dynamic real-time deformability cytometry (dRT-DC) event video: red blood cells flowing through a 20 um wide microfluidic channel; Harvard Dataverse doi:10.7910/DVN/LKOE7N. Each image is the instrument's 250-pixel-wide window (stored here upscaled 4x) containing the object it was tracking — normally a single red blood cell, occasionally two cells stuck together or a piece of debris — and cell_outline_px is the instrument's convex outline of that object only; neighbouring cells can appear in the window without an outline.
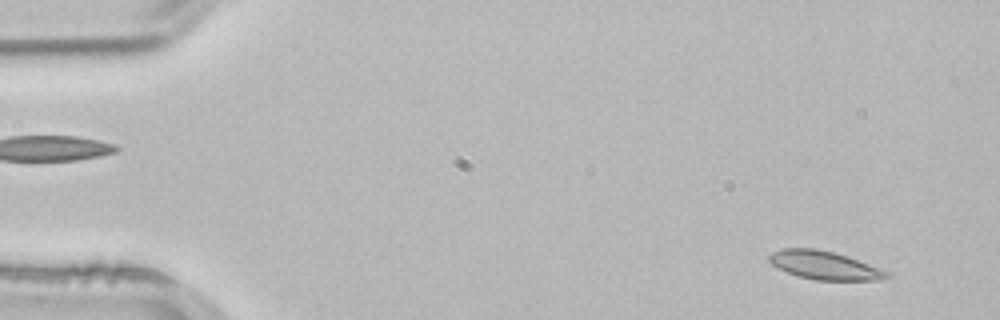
{"species": "common noctule bat (a hibernating species)", "species_latin": "Nyctalus noctula", "temperature_condition": "room temperature", "stored_images_in_passage": 53, "camera_frame_rate_fps": 3000, "um_per_image_px": 0.085, "animal": {"sex": "male", "body_mass_g": 21.5, "forearm_length_mm": 52.0}, "frame": {"image": 1, "passage_image": 3, "time_ms": 0.667, "image_size_px": [1000, 320], "cell_outline_px": [[892, 276], [880, 280], [816, 280], [800, 276], [776, 268], [768, 260], [768, 256], [772, 252], [784, 248], [816, 248], [836, 252], [848, 256], [888, 272]], "centroid_in_image_um": [70.06, 22.54], "position_along_channel_um": 14.9, "area_um2": 19.42}}
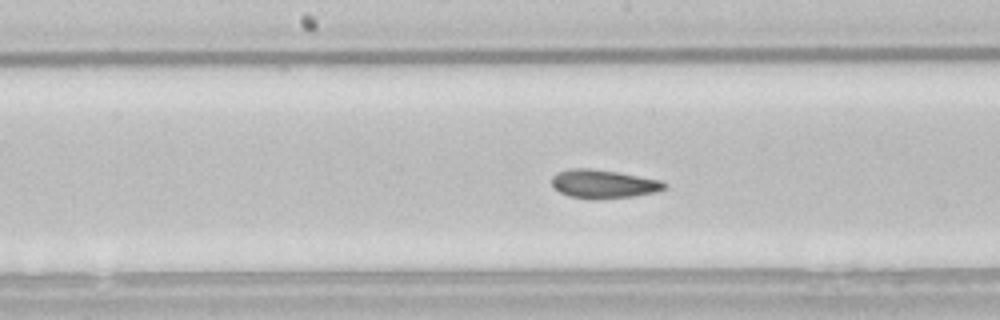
{"frame": {"image": 2, "passage_image": 26, "time_ms": 8.333, "image_size_px": [1000, 320], "cell_outline_px": [[664, 188], [656, 192], [632, 196], [596, 200], [588, 200], [568, 196], [560, 192], [552, 184], [552, 176], [556, 172], [568, 168], [588, 168], [616, 172], [660, 180], [664, 184]], "centroid_in_image_um": [51.21, 15.65], "position_along_channel_um": 197.0, "area_um2": 18.73}}
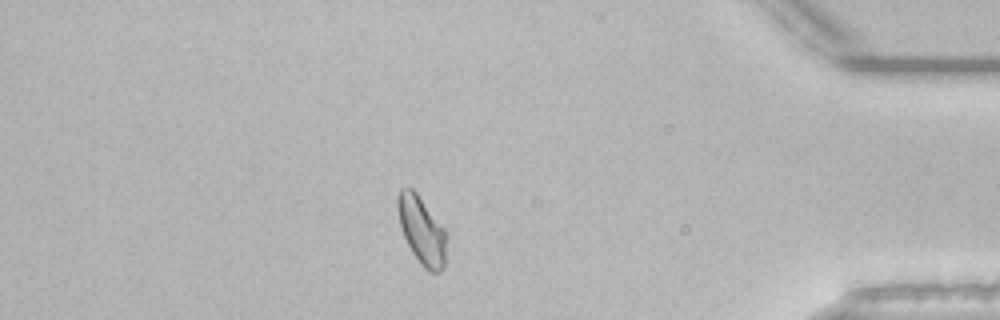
{"frame": {"image": 3, "passage_image": 45, "time_ms": 14.667, "image_size_px": [1000, 320], "cell_outline_px": [[448, 236], [444, 268], [440, 272], [432, 272], [424, 268], [420, 264], [412, 252], [400, 228], [396, 204], [396, 200], [400, 188], [412, 188], [416, 192], [444, 228]], "centroid_in_image_um": [35.85, 19.59], "position_along_channel_um": 399.3, "area_um2": 19.48}}